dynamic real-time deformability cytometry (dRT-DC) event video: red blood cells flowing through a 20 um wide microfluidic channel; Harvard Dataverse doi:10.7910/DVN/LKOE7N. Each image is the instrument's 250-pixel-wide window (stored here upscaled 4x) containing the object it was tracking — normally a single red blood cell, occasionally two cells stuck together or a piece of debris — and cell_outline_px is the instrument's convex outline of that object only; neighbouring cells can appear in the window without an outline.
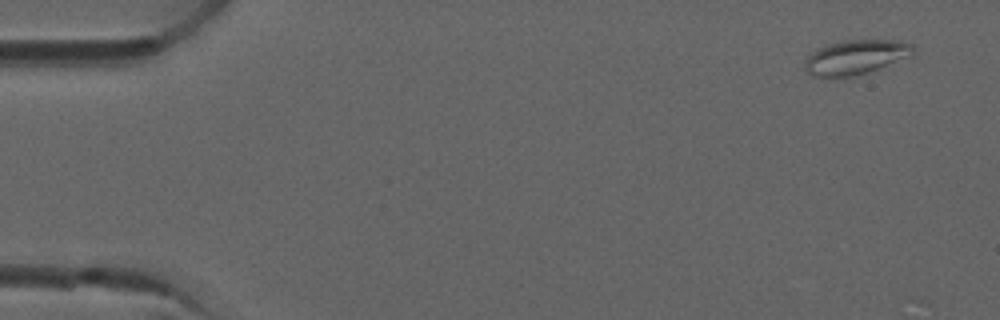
{"species": "common noctule bat (a hibernating species)", "species_latin": "Nyctalus noctula", "temperature_condition": "room temperature", "stored_images_in_passage": 4, "camera_frame_rate_fps": 3000, "um_per_image_px": 0.085, "animal": {"sex": "male", "forearm_length_mm": 52.5}, "frame": {"image": 1, "passage_image": 1, "time_ms": 0.0, "image_size_px": [1000, 320], "cell_outline_px": [[916, 52], [912, 56], [868, 72], [852, 76], [812, 76], [804, 68], [804, 60], [816, 48], [840, 40], [900, 40], [912, 44]], "centroid_in_image_um": [72.75, 4.83], "position_along_channel_um": 12.2, "area_um2": 21.91}}
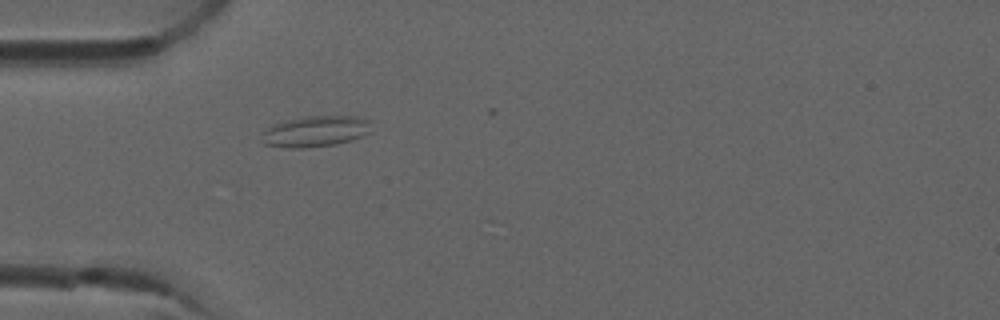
{"frame": {"image": 2, "passage_image": 4, "time_ms": 1.0, "image_size_px": [1000, 320], "cell_outline_px": [[372, 132], [364, 136], [352, 140], [336, 144], [304, 148], [288, 148], [264, 144], [260, 140], [264, 132], [268, 128], [276, 124], [288, 120], [304, 116], [360, 116], [372, 120]], "centroid_in_image_um": [26.91, 11.16], "position_along_channel_um": 58.1, "area_um2": 20.06}}